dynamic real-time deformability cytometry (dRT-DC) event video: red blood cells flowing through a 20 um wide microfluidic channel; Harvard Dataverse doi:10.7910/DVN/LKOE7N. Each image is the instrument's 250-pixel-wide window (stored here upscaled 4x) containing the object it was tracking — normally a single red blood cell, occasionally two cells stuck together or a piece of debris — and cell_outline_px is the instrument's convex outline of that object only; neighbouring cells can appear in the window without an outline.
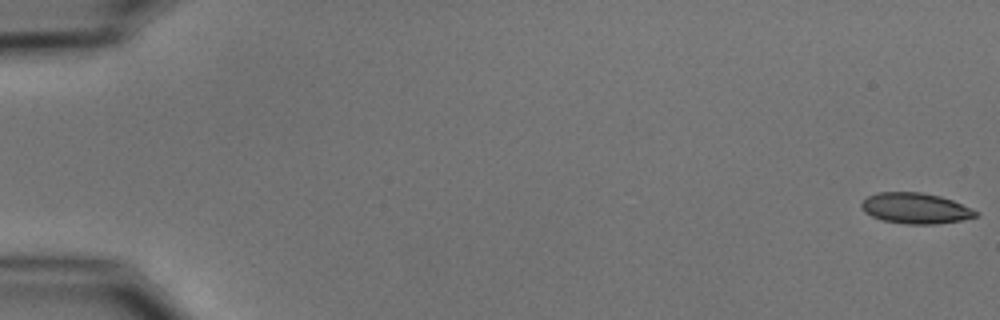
{"species": "common noctule bat (a hibernating species)", "species_latin": "Nyctalus noctula", "temperature_condition": "cold", "stored_images_in_passage": 55, "camera_frame_rate_fps": 3000, "um_per_image_px": 0.085, "animal": {"sex": "male", "body_mass_g": 15.6}, "frame": {"image": 1, "passage_image": 1, "time_ms": 0.0, "image_size_px": [1000, 320], "cell_outline_px": [[980, 216], [960, 220], [936, 224], [908, 224], [884, 220], [872, 216], [864, 212], [860, 204], [868, 196], [880, 192], [920, 192], [940, 196], [952, 200], [972, 208], [980, 212]], "centroid_in_image_um": [77.86, 17.7], "position_along_channel_um": 7.1, "area_um2": 20.4}}
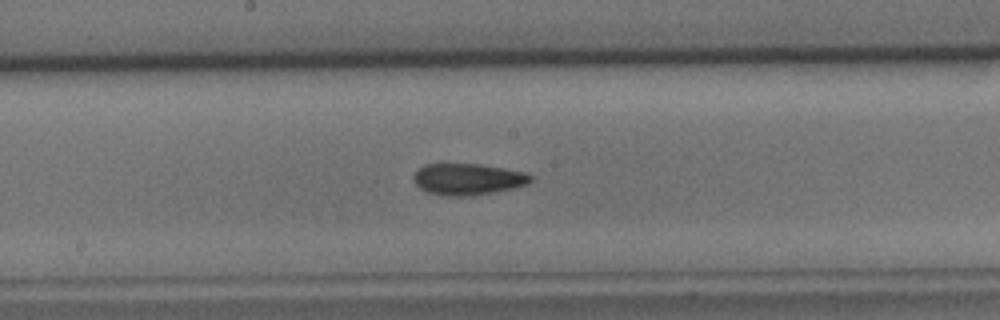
{"frame": {"image": 2, "passage_image": 30, "time_ms": 9.667, "image_size_px": [1000, 320], "cell_outline_px": [[532, 180], [528, 184], [496, 192], [472, 196], [444, 196], [428, 192], [420, 188], [412, 180], [412, 176], [424, 164], [480, 164], [504, 168], [524, 172], [532, 176]], "centroid_in_image_um": [39.76, 15.24], "position_along_channel_um": 208.4, "area_um2": 21.56}}
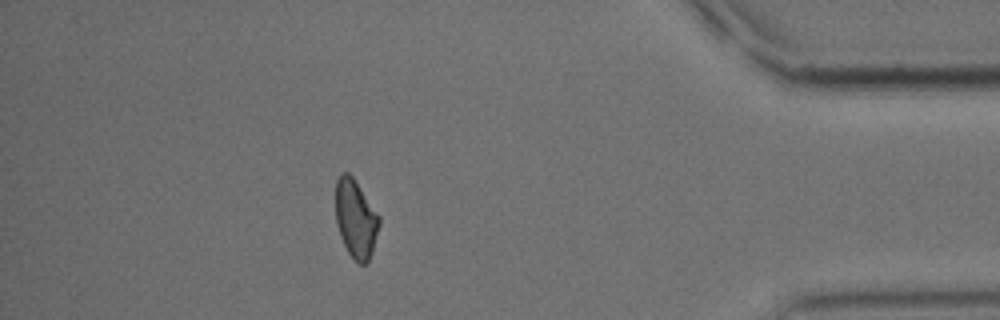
{"frame": {"image": 3, "passage_image": 49, "time_ms": 16.0, "image_size_px": [1000, 320], "cell_outline_px": [[380, 224], [372, 252], [368, 264], [360, 264], [348, 252], [340, 236], [336, 224], [336, 180], [340, 172], [348, 172], [352, 176], [380, 216]], "centroid_in_image_um": [30.24, 18.59], "position_along_channel_um": 405.0, "area_um2": 19.88}, "authors_computed_cell_mechanics": {"area_um2": 20.8658, "velocity_mm_per_s": 3.7229, "shape_relaxation_time_tau1_ms": 6.6685, "shape_relaxation_time_tau2_ms": 9.1232, "deformation_change_tau1": 0.1368, "deformation_change_tau2": 0.1696}}